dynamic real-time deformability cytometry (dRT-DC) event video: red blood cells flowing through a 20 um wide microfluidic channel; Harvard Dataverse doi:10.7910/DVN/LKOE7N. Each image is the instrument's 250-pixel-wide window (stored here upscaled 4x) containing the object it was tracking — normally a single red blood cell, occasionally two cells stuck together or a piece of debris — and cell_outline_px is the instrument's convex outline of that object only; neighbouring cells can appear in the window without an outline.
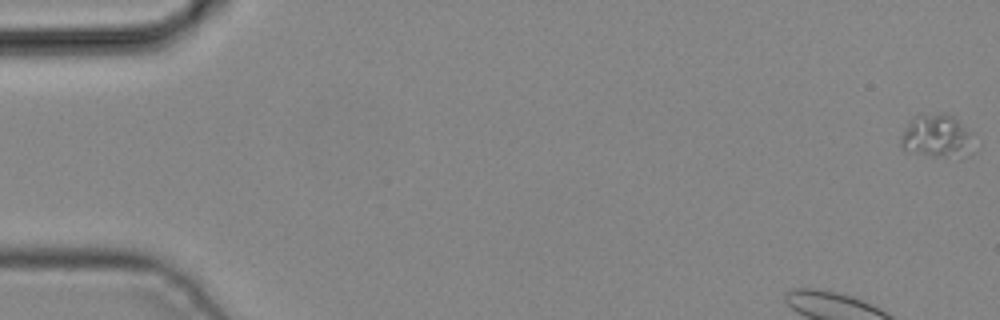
{"species": "common noctule bat (a hibernating species)", "species_latin": "Nyctalus noctula", "temperature_condition": "cold", "stored_images_in_passage": 5, "camera_frame_rate_fps": 3000, "um_per_image_px": 0.085, "animal": {"sex": "male", "body_mass_g": 19.2, "forearm_length_mm": 51.8}, "frame": {"image": 1, "passage_image": 1, "time_ms": 0.0, "image_size_px": [1000, 320], "cell_outline_px": [[972, 132], [964, 148], [944, 156], [932, 156], [904, 152], [900, 144], [900, 136], [912, 116], [940, 112], [948, 112], [956, 116]], "centroid_in_image_um": [79.44, 11.45], "position_along_channel_um": 5.6, "area_um2": 17.63}}
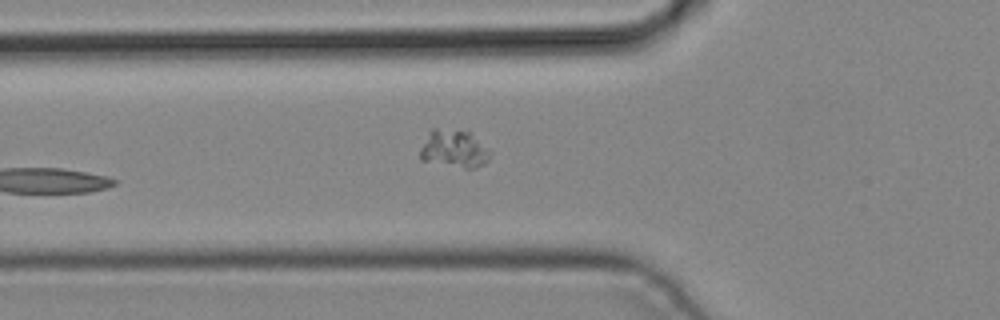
{"frame": {"image": 2, "passage_image": 5, "time_ms": 1.333, "image_size_px": [1000, 320], "cell_outline_px": [[492, 152], [488, 160], [484, 164], [476, 168], [464, 168], [420, 160], [420, 148], [428, 132], [432, 128], [468, 128]], "centroid_in_image_um": [38.62, 12.6], "position_along_channel_um": 87.2, "area_um2": 16.07}}